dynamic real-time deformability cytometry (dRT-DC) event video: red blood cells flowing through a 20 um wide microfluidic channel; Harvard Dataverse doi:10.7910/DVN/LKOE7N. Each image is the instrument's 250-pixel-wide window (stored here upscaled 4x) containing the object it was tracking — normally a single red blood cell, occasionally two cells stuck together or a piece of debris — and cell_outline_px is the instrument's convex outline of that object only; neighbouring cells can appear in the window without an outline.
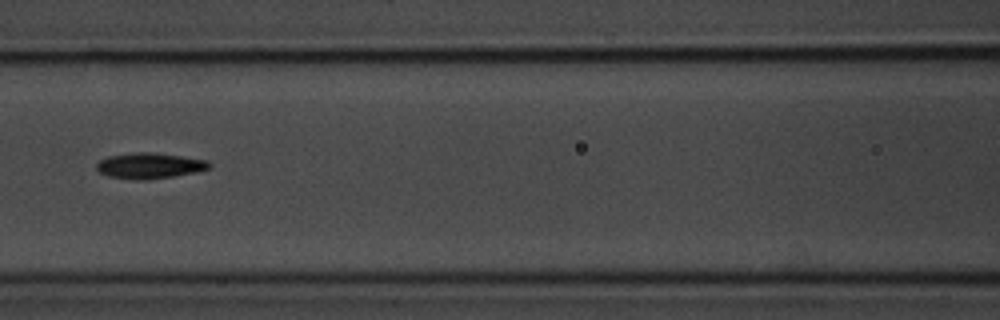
{"species": "common noctule bat (a hibernating species)", "species_latin": "Nyctalus noctula", "temperature_condition": "room temperature", "stored_images_in_passage": 14, "camera_frame_rate_fps": 3000, "um_per_image_px": 0.085, "animal": {"sex": "male", "body_mass_g": 20.1, "forearm_length_mm": 53.5}, "frame": {"image": 1, "passage_image": 7, "time_ms": 8.0, "image_size_px": [1000, 320], "cell_outline_px": [[212, 164], [208, 168], [196, 172], [172, 176], [144, 180], [108, 176], [100, 172], [96, 168], [96, 164], [100, 160], [108, 156], [136, 152], [152, 152], [208, 160]], "centroid_in_image_um": [12.71, 14.07], "position_along_channel_um": 153.9, "area_um2": 16.65}}
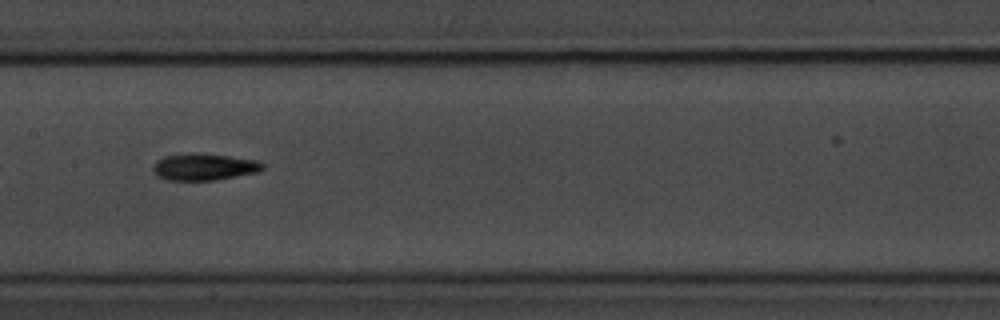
{"frame": {"image": 2, "passage_image": 8, "time_ms": 9.0, "image_size_px": [1000, 320], "cell_outline_px": [[264, 168], [260, 172], [216, 180], [168, 180], [160, 176], [152, 168], [156, 160], [164, 156], [196, 152], [260, 160], [264, 164]], "centroid_in_image_um": [17.41, 14.17], "position_along_channel_um": 190.0, "area_um2": 17.22}}
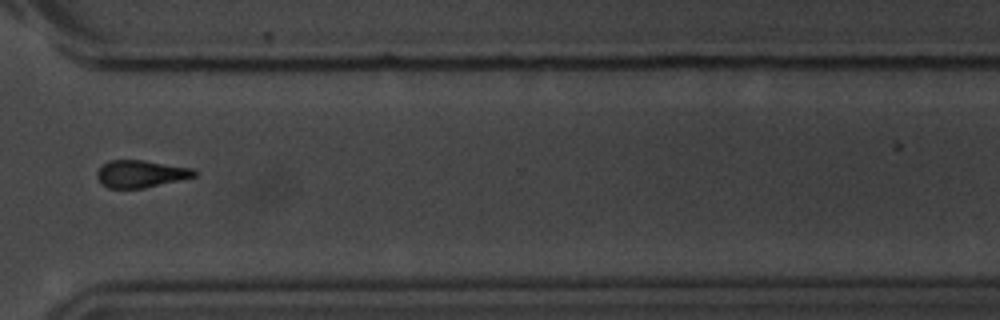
{"frame": {"image": 3, "passage_image": 12, "time_ms": 13.667, "image_size_px": [1000, 320], "cell_outline_px": [[200, 172], [196, 176], [144, 188], [108, 188], [100, 184], [96, 176], [96, 172], [108, 160], [144, 160], [196, 168]], "centroid_in_image_um": [12.0, 14.77], "position_along_channel_um": 358.6, "area_um2": 15.72}, "authors_computed_cell_mechanics": {"area_um2": 16.9354, "velocity_mm_per_s": 3.6191, "shape_relaxation_time_tau1_ms": 2.1377, "shape_relaxation_time_tau2_ms": null, "deformation_change_tau1": 0.0971, "deformation_change_tau2": null}}